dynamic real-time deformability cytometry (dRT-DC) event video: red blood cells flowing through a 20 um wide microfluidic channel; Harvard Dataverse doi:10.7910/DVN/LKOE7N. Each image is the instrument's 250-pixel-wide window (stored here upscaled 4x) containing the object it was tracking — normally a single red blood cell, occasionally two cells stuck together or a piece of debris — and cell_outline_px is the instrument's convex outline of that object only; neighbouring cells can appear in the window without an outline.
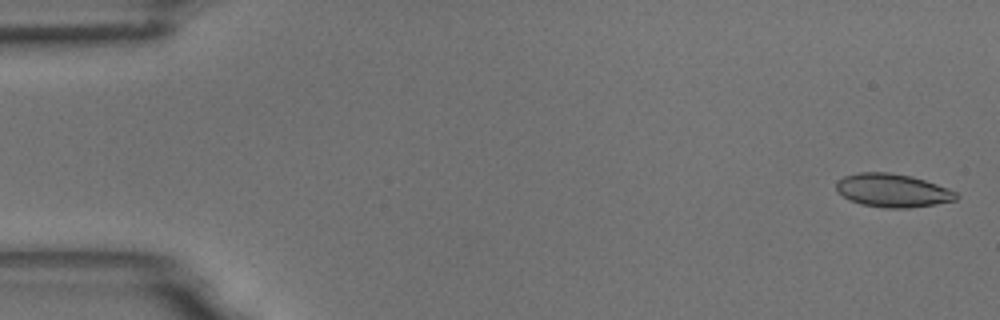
{"species": "common noctule bat (a hibernating species)", "species_latin": "Nyctalus noctula", "temperature_condition": "room temperature", "stored_images_in_passage": 56, "camera_frame_rate_fps": 3000, "um_per_image_px": 0.085, "animal": {"sex": "male", "body_mass_g": 18.8}, "frame": {"image": 1, "passage_image": 2, "time_ms": 0.333, "image_size_px": [1000, 320], "cell_outline_px": [[960, 196], [956, 200], [908, 208], [884, 208], [860, 204], [844, 196], [836, 188], [836, 180], [844, 176], [860, 172], [888, 172], [912, 176], [948, 188], [956, 192]], "centroid_in_image_um": [75.87, 16.18], "position_along_channel_um": 9.1, "area_um2": 23.18}}
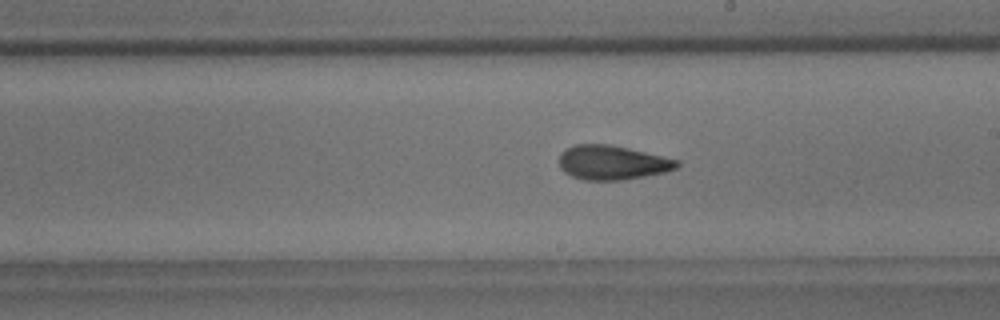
{"frame": {"image": 2, "passage_image": 32, "time_ms": 10.333, "image_size_px": [1000, 320], "cell_outline_px": [[680, 164], [676, 168], [664, 172], [644, 176], [620, 180], [584, 180], [572, 176], [564, 172], [560, 168], [560, 152], [576, 144], [608, 144], [628, 148], [680, 160]], "centroid_in_image_um": [52.04, 13.81], "position_along_channel_um": 237.0, "area_um2": 23.41}}
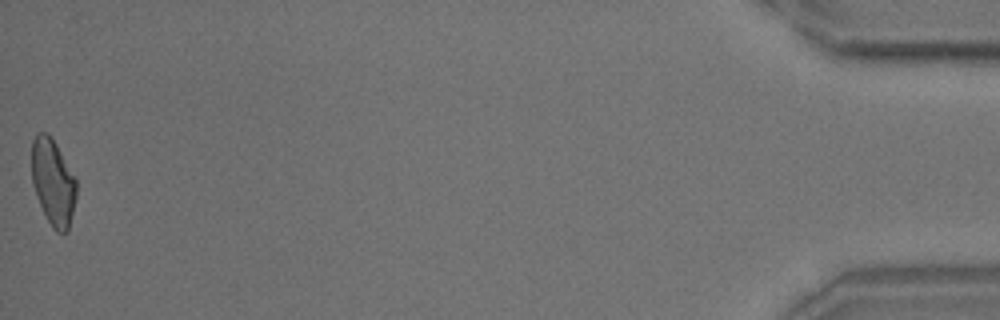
{"frame": {"image": 3, "passage_image": 56, "time_ms": 18.333, "image_size_px": [1000, 320], "cell_outline_px": [[76, 196], [68, 232], [56, 232], [52, 228], [36, 196], [32, 184], [32, 140], [36, 132], [48, 132], [52, 136], [76, 180]], "centroid_in_image_um": [4.49, 15.46], "position_along_channel_um": 430.7, "area_um2": 22.48}, "authors_computed_cell_mechanics": {"area_um2": 23.1489, "velocity_mm_per_s": 3.628, "shape_relaxation_time_tau1_ms": 7.5051, "shape_relaxation_time_tau2_ms": 1.8125, "deformation_change_tau1": 0.1901, "deformation_change_tau2": 0.09}}